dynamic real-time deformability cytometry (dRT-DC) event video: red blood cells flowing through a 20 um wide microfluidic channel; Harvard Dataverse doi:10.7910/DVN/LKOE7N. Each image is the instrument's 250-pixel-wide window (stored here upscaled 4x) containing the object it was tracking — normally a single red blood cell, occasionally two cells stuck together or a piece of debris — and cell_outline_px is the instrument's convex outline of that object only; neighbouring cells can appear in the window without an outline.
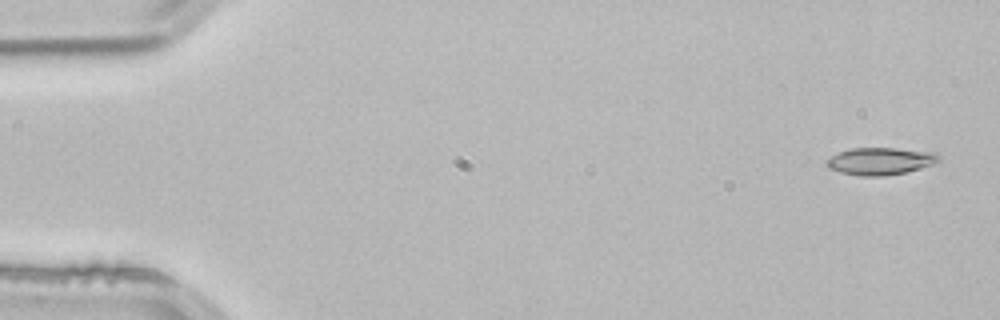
{"species": "common noctule bat (a hibernating species)", "species_latin": "Nyctalus noctula", "temperature_condition": "room temperature", "stored_images_in_passage": 4, "camera_frame_rate_fps": 3000, "um_per_image_px": 0.085, "animal": {"sex": "male", "body_mass_g": 21.5, "forearm_length_mm": 52.0}, "frame": {"image": 1, "passage_image": 1, "time_ms": 0.0, "image_size_px": [1000, 320], "cell_outline_px": [[940, 160], [932, 164], [920, 168], [904, 172], [884, 176], [860, 176], [840, 172], [828, 168], [824, 160], [840, 152], [852, 148], [896, 148], [936, 152], [940, 156]], "centroid_in_image_um": [74.82, 13.69], "position_along_channel_um": 10.2, "area_um2": 17.8}}